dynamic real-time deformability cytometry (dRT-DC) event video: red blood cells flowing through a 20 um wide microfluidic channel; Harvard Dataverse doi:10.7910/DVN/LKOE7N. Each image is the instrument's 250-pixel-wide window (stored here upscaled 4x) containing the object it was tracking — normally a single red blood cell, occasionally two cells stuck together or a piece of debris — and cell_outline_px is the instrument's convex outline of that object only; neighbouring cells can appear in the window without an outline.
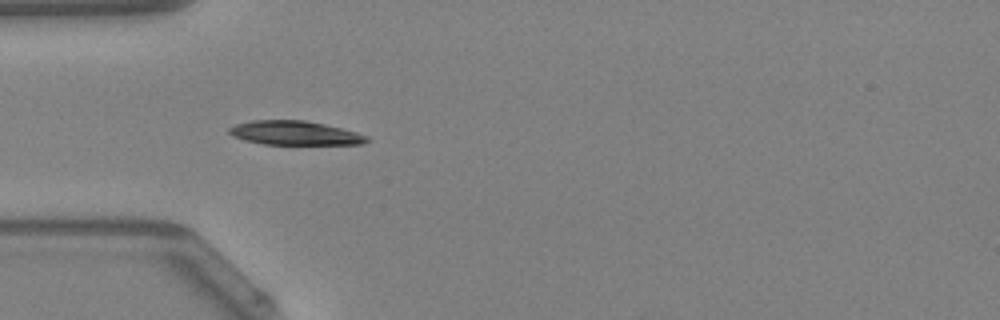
{"species": "Egyptian fruit bat (a non-hibernating species)", "species_latin": "Rousettus aegyptiacus", "temperature_condition": "warm", "stored_images_in_passage": 8, "camera_frame_rate_fps": 3000, "um_per_image_px": 0.085, "animal": {"sex": "female"}, "frame": {"image": 1, "passage_image": 1, "time_ms": 0.0, "image_size_px": [1000, 320], "cell_outline_px": [[368, 140], [364, 144], [264, 144], [244, 140], [232, 136], [228, 132], [228, 128], [236, 124], [252, 120], [304, 120], [324, 124], [356, 132], [368, 136]], "centroid_in_image_um": [25.02, 11.3], "position_along_channel_um": 60.0, "area_um2": 19.19}}